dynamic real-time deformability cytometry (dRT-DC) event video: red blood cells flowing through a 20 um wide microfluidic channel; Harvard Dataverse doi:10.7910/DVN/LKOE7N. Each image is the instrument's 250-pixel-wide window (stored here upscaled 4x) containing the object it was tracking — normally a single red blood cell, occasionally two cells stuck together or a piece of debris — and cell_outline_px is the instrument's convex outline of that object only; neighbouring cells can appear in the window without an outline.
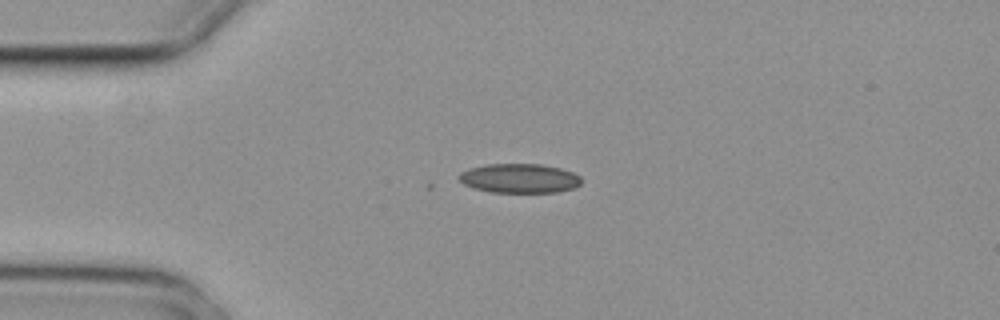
{"species": "common noctule bat (a hibernating species)", "species_latin": "Nyctalus noctula", "temperature_condition": "cold", "stored_images_in_passage": 3, "camera_frame_rate_fps": 3000, "um_per_image_px": 0.085, "animal": {"sex": "female", "body_mass_g": 29.2, "forearm_length_mm": 56.3}, "frame": {"image": 1, "passage_image": 2, "time_ms": 0.333, "image_size_px": [1000, 320], "cell_outline_px": [[580, 184], [576, 188], [556, 192], [492, 192], [472, 188], [464, 184], [456, 176], [460, 172], [468, 168], [484, 164], [540, 164], [560, 168], [572, 172], [580, 176]], "centroid_in_image_um": [44.12, 15.15], "position_along_channel_um": 40.9, "area_um2": 21.04}}